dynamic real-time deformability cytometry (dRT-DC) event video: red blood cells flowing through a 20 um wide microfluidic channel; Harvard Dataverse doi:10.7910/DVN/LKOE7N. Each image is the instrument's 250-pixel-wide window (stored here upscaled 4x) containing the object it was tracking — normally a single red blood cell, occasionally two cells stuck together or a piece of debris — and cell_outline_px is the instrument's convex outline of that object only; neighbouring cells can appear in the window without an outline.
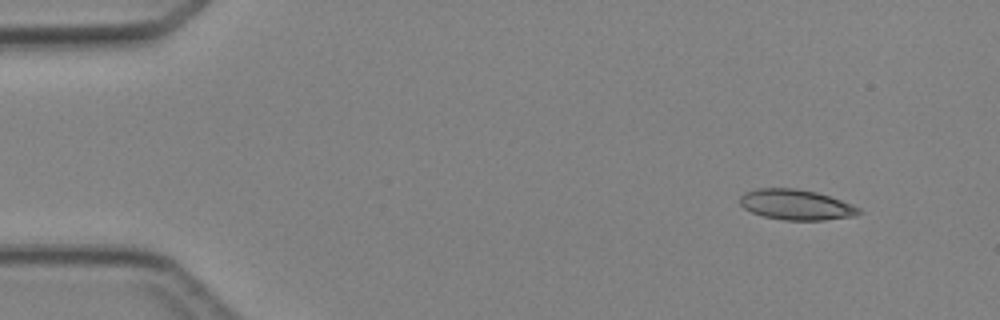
{"species": "Egyptian fruit bat (a non-hibernating species)", "species_latin": "Rousettus aegyptiacus", "temperature_condition": "cold", "stored_images_in_passage": 5, "camera_frame_rate_fps": 3000, "um_per_image_px": 0.085, "animal": {"sex": "female"}, "frame": {"image": 1, "passage_image": 1, "time_ms": 0.0, "image_size_px": [1000, 320], "cell_outline_px": [[864, 212], [856, 216], [824, 220], [784, 220], [764, 216], [752, 212], [744, 208], [740, 204], [740, 196], [744, 192], [756, 188], [796, 188], [816, 192], [852, 204], [860, 208]], "centroid_in_image_um": [67.68, 17.4], "position_along_channel_um": 17.3, "area_um2": 21.15}}
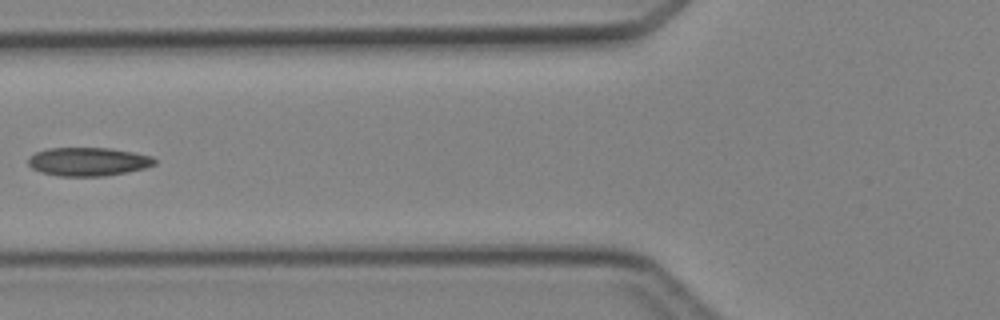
{"frame": {"image": 2, "passage_image": 5, "time_ms": 4.667, "image_size_px": [1000, 320], "cell_outline_px": [[156, 164], [144, 168], [104, 176], [60, 176], [40, 172], [32, 168], [28, 164], [28, 156], [36, 152], [48, 148], [112, 148], [152, 156], [156, 160]], "centroid_in_image_um": [7.47, 13.73], "position_along_channel_um": 118.3, "area_um2": 20.98}}